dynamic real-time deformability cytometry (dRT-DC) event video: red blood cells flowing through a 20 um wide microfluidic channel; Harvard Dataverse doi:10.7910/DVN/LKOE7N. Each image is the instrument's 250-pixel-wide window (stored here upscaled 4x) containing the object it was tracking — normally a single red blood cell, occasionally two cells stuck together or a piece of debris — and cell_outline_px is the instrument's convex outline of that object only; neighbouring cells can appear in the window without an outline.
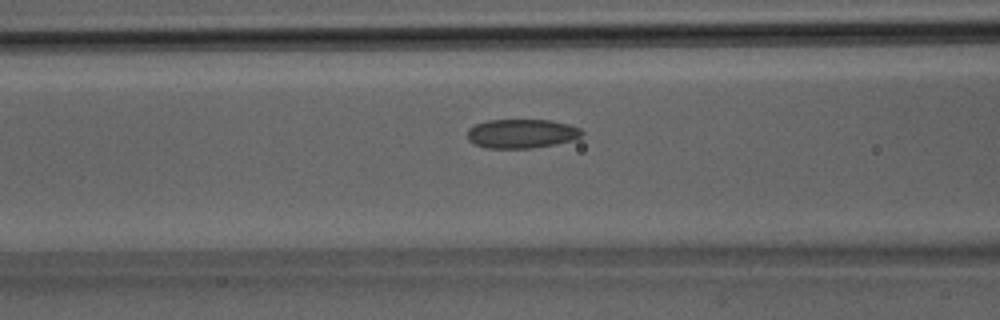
{"species": "Egyptian fruit bat (a non-hibernating species)", "species_latin": "Rousettus aegyptiacus", "temperature_condition": "room temperature", "stored_images_in_passage": 33, "camera_frame_rate_fps": 3000, "um_per_image_px": 0.085, "animal": {"sex": "male"}, "frame": {"image": 1, "passage_image": 14, "time_ms": 4.333, "image_size_px": [1000, 320], "cell_outline_px": [[584, 132], [576, 140], [556, 144], [532, 148], [488, 148], [472, 144], [468, 140], [468, 128], [476, 124], [488, 120], [552, 120], [568, 124], [580, 128]], "centroid_in_image_um": [44.35, 11.36], "position_along_channel_um": 122.3, "area_um2": 19.59}}
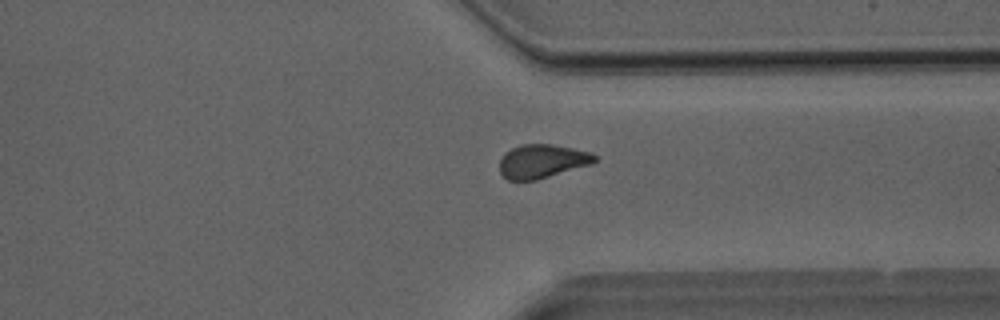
{"frame": {"image": 2, "passage_image": 27, "time_ms": 8.667, "image_size_px": [1000, 320], "cell_outline_px": [[596, 160], [592, 164], [536, 180], [508, 180], [500, 172], [500, 160], [512, 148], [520, 144], [552, 144], [592, 152], [596, 156]], "centroid_in_image_um": [46.11, 13.7], "position_along_channel_um": 365.3, "area_um2": 18.55}}
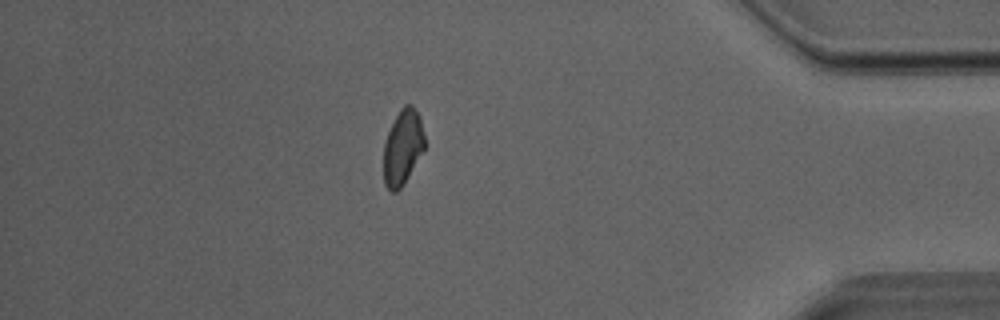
{"frame": {"image": 3, "passage_image": 31, "time_ms": 10.0, "image_size_px": [1000, 320], "cell_outline_px": [[424, 148], [404, 184], [396, 192], [392, 192], [384, 184], [384, 144], [388, 132], [400, 108], [404, 104], [412, 104], [420, 116], [424, 136]], "centroid_in_image_um": [34.23, 12.5], "position_along_channel_um": 401.0, "area_um2": 17.8}}